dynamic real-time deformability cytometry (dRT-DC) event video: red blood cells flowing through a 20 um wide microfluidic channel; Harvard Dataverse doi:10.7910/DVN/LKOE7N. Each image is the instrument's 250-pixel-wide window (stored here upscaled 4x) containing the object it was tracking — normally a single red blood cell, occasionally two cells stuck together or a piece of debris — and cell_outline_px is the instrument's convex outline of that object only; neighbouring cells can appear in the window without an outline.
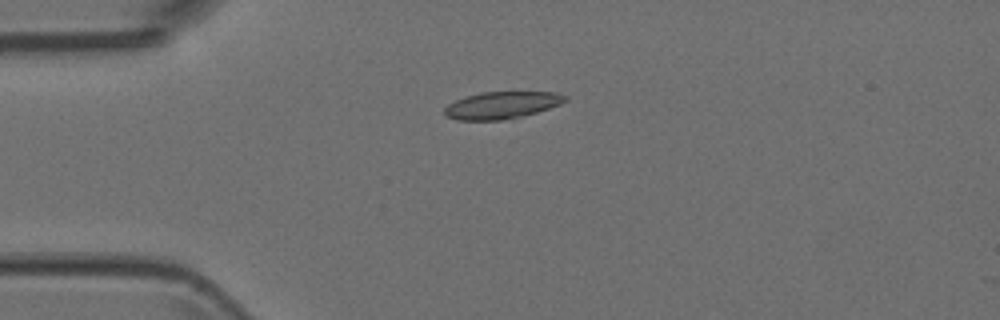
{"species": "Egyptian fruit bat (a non-hibernating species)", "species_latin": "Rousettus aegyptiacus", "temperature_condition": "room temperature", "stored_images_in_passage": 4, "camera_frame_rate_fps": 3000, "um_per_image_px": 0.085, "animal": {"sex": "female"}, "frame": {"image": 1, "passage_image": 1, "time_ms": 0.0, "image_size_px": [1000, 320], "cell_outline_px": [[568, 100], [560, 104], [536, 112], [520, 116], [500, 120], [456, 120], [444, 116], [444, 108], [448, 104], [464, 96], [480, 92], [556, 92], [568, 96]], "centroid_in_image_um": [42.62, 8.93], "position_along_channel_um": 42.4, "area_um2": 19.07}}
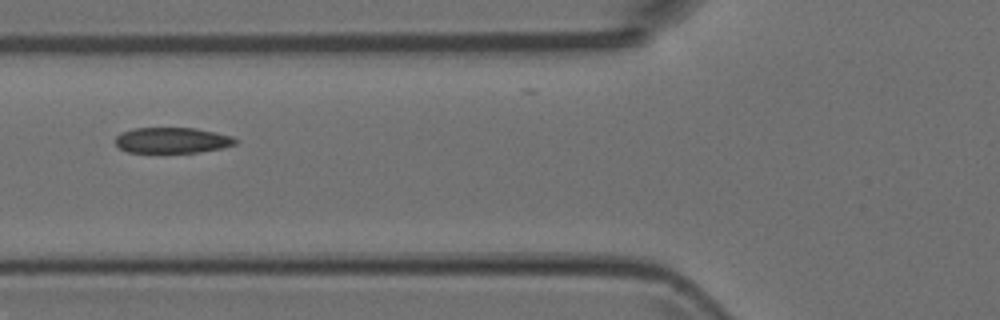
{"frame": {"image": 2, "passage_image": 3, "time_ms": 0.667, "image_size_px": [1000, 320], "cell_outline_px": [[236, 144], [220, 148], [200, 152], [128, 152], [120, 148], [116, 144], [116, 136], [120, 132], [136, 128], [196, 128], [232, 136], [236, 140]], "centroid_in_image_um": [14.62, 11.92], "position_along_channel_um": 111.2, "area_um2": 17.8}}
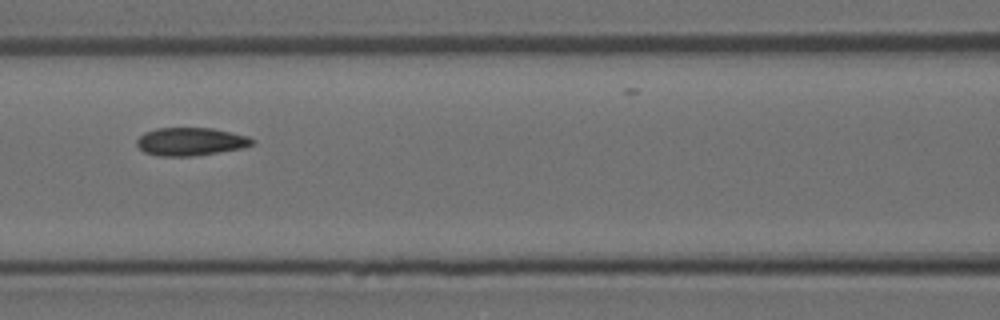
{"frame": {"image": 3, "passage_image": 4, "time_ms": 1.0, "image_size_px": [1000, 320], "cell_outline_px": [[256, 140], [252, 144], [240, 148], [192, 156], [160, 156], [144, 152], [136, 144], [136, 140], [144, 132], [156, 128], [212, 128], [248, 136]], "centroid_in_image_um": [16.17, 12.02], "position_along_channel_um": 150.4, "area_um2": 18.67}}